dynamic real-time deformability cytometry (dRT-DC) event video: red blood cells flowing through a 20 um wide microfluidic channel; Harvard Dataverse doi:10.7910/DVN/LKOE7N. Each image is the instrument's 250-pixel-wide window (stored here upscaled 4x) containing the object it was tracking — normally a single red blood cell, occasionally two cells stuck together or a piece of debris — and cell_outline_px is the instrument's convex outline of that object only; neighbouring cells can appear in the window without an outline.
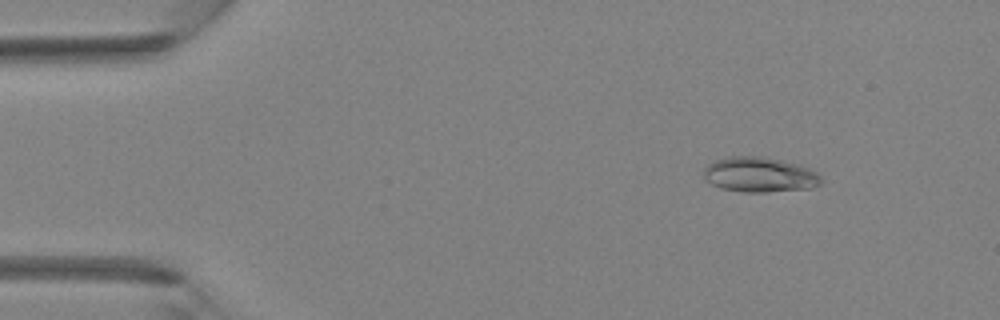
{"species": "Egyptian fruit bat (a non-hibernating species)", "species_latin": "Rousettus aegyptiacus", "temperature_condition": "room temperature", "stored_images_in_passage": 40, "camera_frame_rate_fps": 3000, "um_per_image_px": 0.085, "animal": {"sex": "female"}, "frame": {"image": 1, "passage_image": 5, "time_ms": 1.333, "image_size_px": [1000, 320], "cell_outline_px": [[824, 180], [820, 184], [812, 188], [768, 192], [744, 192], [720, 188], [704, 180], [704, 168], [708, 164], [716, 160], [728, 156], [764, 156], [800, 164], [816, 172]], "centroid_in_image_um": [64.58, 14.84], "position_along_channel_um": 20.4, "area_um2": 24.28}}
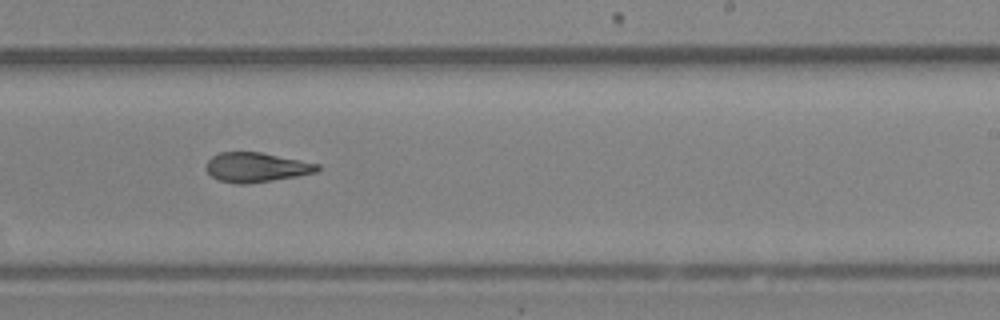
{"frame": {"image": 2, "passage_image": 25, "time_ms": 8.0, "image_size_px": [1000, 320], "cell_outline_px": [[320, 168], [316, 172], [296, 176], [248, 184], [236, 184], [220, 180], [212, 176], [208, 172], [208, 160], [212, 156], [220, 152], [260, 152], [320, 164]], "centroid_in_image_um": [21.8, 14.22], "position_along_channel_um": 267.2, "area_um2": 18.9}}
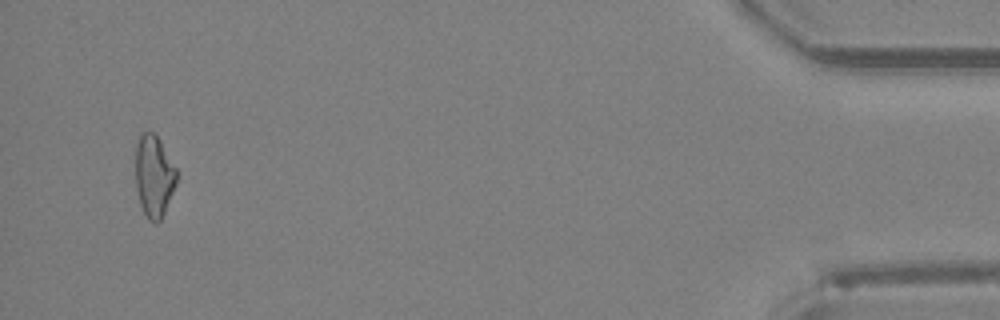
{"frame": {"image": 3, "passage_image": 39, "time_ms": 12.667, "image_size_px": [1000, 320], "cell_outline_px": [[176, 184], [164, 212], [160, 220], [156, 224], [148, 220], [140, 204], [136, 188], [136, 144], [140, 132], [152, 132], [156, 136], [176, 168]], "centroid_in_image_um": [13.06, 14.98], "position_along_channel_um": 422.1, "area_um2": 19.31}}